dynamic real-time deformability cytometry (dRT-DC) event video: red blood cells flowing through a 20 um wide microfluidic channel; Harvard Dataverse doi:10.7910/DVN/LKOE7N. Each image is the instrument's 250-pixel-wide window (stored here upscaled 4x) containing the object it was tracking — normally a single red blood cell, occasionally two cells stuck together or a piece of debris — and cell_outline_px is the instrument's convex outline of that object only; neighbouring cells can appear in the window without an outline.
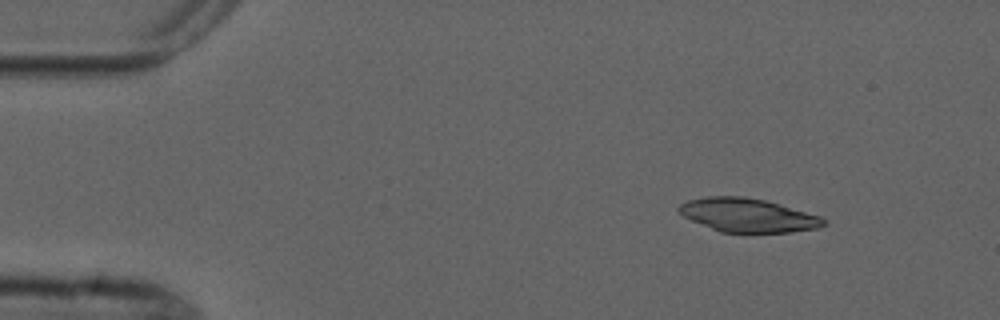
{"species": "common noctule bat (a hibernating species)", "species_latin": "Nyctalus noctula", "temperature_condition": "cold", "stored_images_in_passage": 6, "camera_frame_rate_fps": 3000, "um_per_image_px": 0.085, "animal": {"sex": "male", "forearm_length_mm": 52.5}, "frame": {"image": 1, "passage_image": 1, "time_ms": 0.0, "image_size_px": [1000, 320], "cell_outline_px": [[828, 224], [820, 228], [792, 232], [720, 232], [692, 220], [684, 216], [676, 208], [680, 204], [688, 200], [708, 196], [744, 196], [764, 200], [820, 216]], "centroid_in_image_um": [63.57, 18.29], "position_along_channel_um": 21.4, "area_um2": 28.15}}